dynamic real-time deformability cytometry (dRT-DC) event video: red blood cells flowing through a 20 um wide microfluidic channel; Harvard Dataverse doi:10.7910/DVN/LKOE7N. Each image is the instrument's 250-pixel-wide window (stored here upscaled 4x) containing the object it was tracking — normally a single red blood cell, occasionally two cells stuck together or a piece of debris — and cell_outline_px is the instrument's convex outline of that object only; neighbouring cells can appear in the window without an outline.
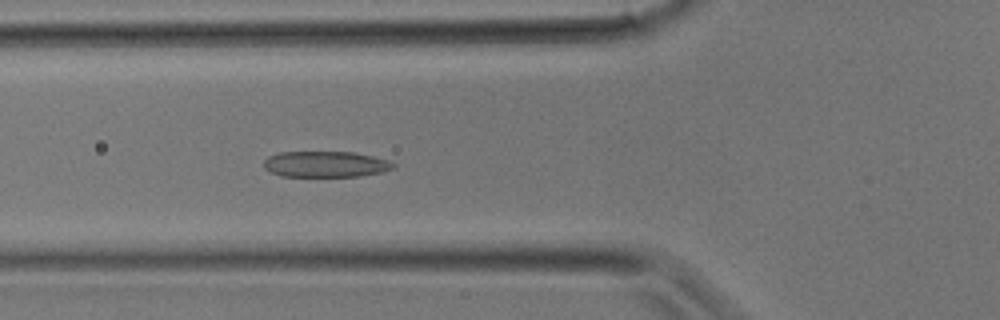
{"species": "common noctule bat (a hibernating species)", "species_latin": "Nyctalus noctula", "temperature_condition": "room temperature", "stored_images_in_passage": 25, "camera_frame_rate_fps": 3000, "um_per_image_px": 0.085, "animal": {"sex": "male", "body_mass_g": 17.9}, "frame": {"image": 1, "passage_image": 7, "time_ms": 2.0, "image_size_px": [1000, 320], "cell_outline_px": [[396, 168], [384, 172], [360, 176], [280, 176], [264, 168], [264, 160], [268, 156], [280, 152], [356, 152], [388, 160], [396, 164]], "centroid_in_image_um": [27.71, 13.95], "position_along_channel_um": 98.1, "area_um2": 19.71}}
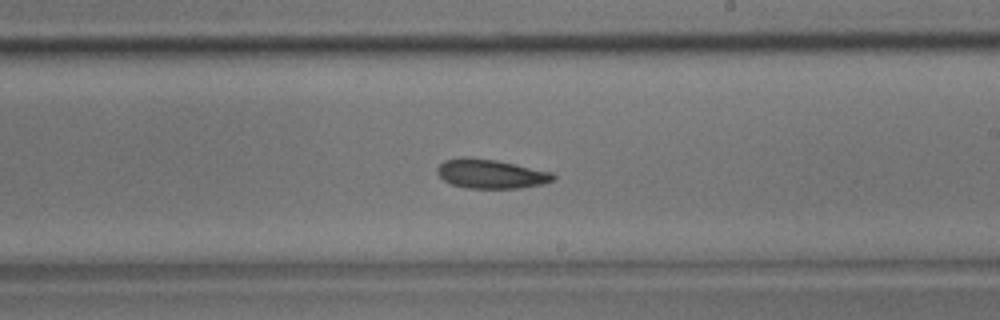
{"frame": {"image": 2, "passage_image": 14, "time_ms": 4.333, "image_size_px": [1000, 320], "cell_outline_px": [[556, 176], [552, 180], [540, 184], [520, 188], [468, 188], [452, 184], [444, 180], [436, 172], [436, 168], [444, 160], [460, 156], [464, 156], [496, 160], [516, 164], [552, 172]], "centroid_in_image_um": [41.68, 14.76], "position_along_channel_um": 247.3, "area_um2": 19.71}}
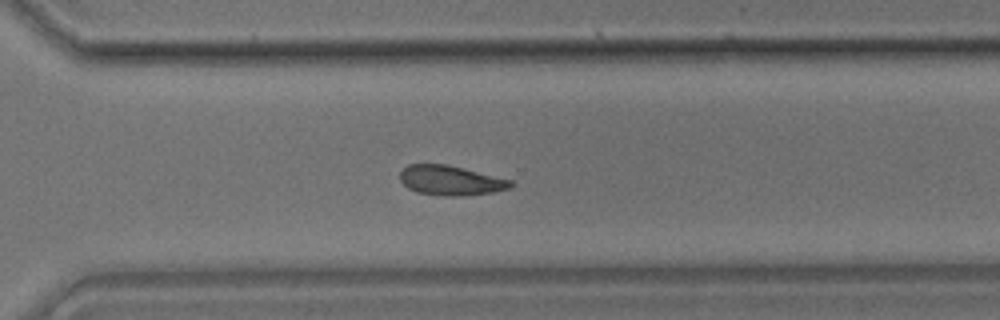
{"frame": {"image": 3, "passage_image": 18, "time_ms": 5.667, "image_size_px": [1000, 320], "cell_outline_px": [[516, 184], [512, 188], [492, 192], [464, 196], [444, 196], [416, 192], [408, 188], [400, 180], [400, 172], [408, 164], [444, 164], [512, 180]], "centroid_in_image_um": [38.32, 15.35], "position_along_channel_um": 332.3, "area_um2": 19.13}}